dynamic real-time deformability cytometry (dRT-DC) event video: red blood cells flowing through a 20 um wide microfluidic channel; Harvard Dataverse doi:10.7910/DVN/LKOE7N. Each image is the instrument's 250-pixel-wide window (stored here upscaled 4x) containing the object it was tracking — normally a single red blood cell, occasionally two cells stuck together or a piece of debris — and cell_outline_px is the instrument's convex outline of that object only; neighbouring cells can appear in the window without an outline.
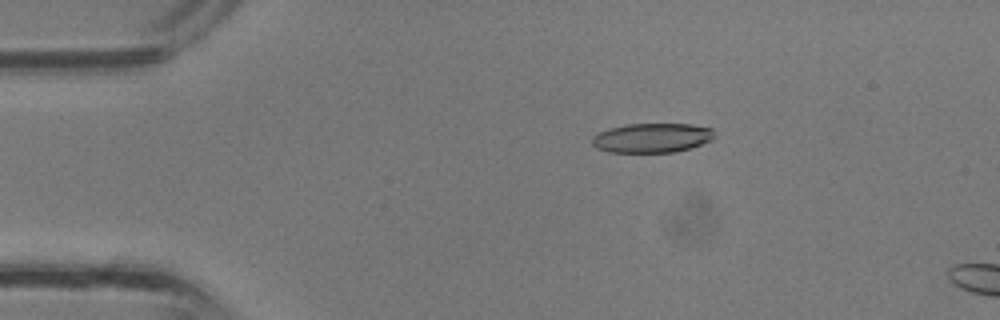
{"species": "common noctule bat (a hibernating species)", "species_latin": "Nyctalus noctula", "temperature_condition": "room temperature", "stored_images_in_passage": 10, "camera_frame_rate_fps": 3000, "um_per_image_px": 0.085, "animal": {"sex": "male", "body_mass_g": 13.3}, "frame": {"image": 1, "passage_image": 7, "time_ms": 2.0, "image_size_px": [1000, 320], "cell_outline_px": [[716, 136], [712, 140], [676, 152], [608, 152], [596, 148], [592, 144], [592, 136], [608, 128], [624, 124], [692, 124], [712, 128]], "centroid_in_image_um": [55.41, 11.71], "position_along_channel_um": 29.6, "area_um2": 21.1}}